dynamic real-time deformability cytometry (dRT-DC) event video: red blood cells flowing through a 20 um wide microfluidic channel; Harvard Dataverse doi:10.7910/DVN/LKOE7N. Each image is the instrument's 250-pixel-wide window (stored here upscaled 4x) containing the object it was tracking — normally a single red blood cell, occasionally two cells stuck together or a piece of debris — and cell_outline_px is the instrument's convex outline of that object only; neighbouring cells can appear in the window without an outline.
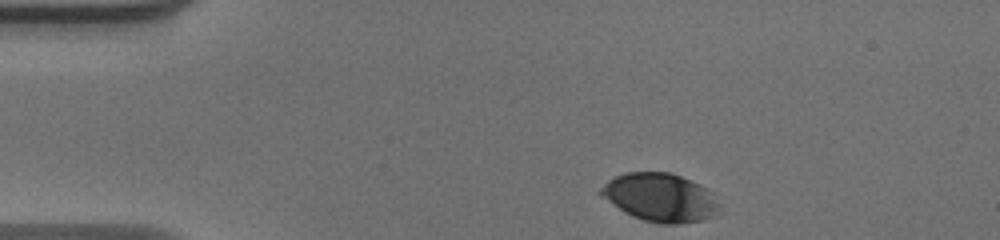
{"species": "human", "species_latin": "Homo sapiens", "temperature_condition": "warm", "stored_images_in_passage": 37, "camera_frame_rate_fps": 3000, "um_per_image_px": 0.085, "donor": {"sex": "male"}, "frame": {"image": 1, "passage_image": 1, "time_ms": 0.0, "image_size_px": [1000, 240], "cell_outline_px": [[720, 204], [716, 216], [704, 220], [676, 224], [660, 224], [644, 220], [632, 216], [624, 212], [600, 196], [596, 192], [608, 180], [624, 172], [672, 172], [700, 184], [716, 192]], "centroid_in_image_um": [56.16, 16.78], "position_along_channel_um": 28.8, "area_um2": 34.1}}
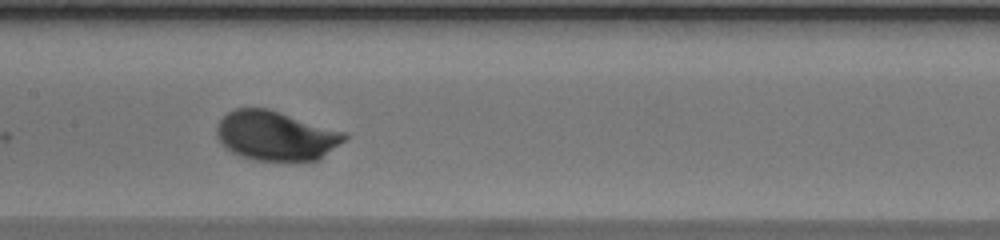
{"frame": {"image": 2, "passage_image": 18, "time_ms": 5.667, "image_size_px": [1000, 240], "cell_outline_px": [[348, 136], [344, 140], [320, 160], [256, 160], [240, 156], [224, 148], [216, 136], [216, 124], [228, 112], [236, 108], [268, 108], [344, 132]], "centroid_in_image_um": [23.4, 11.54], "position_along_channel_um": 184.0, "area_um2": 36.7}}
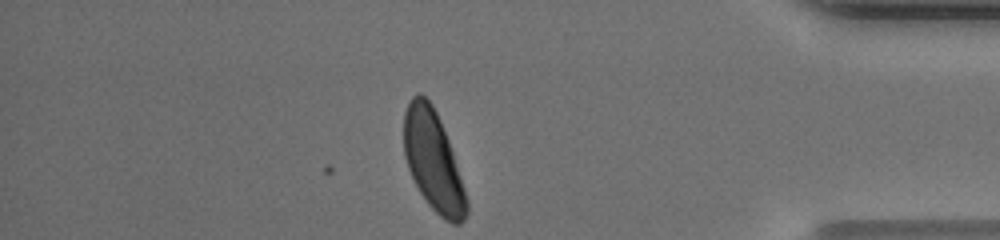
{"frame": {"image": 3, "passage_image": 37, "time_ms": 12.0, "image_size_px": [1000, 240], "cell_outline_px": [[468, 212], [464, 220], [460, 224], [452, 224], [444, 220], [428, 204], [420, 192], [408, 168], [404, 156], [404, 112], [412, 96], [420, 92], [432, 104], [440, 120], [448, 140], [468, 200]], "centroid_in_image_um": [36.82, 13.7], "position_along_channel_um": 398.4, "area_um2": 36.18}, "authors_computed_cell_mechanics": {"area_um2": 35.3736, "velocity_mm_per_s": 3.9118, "shape_relaxation_time_tau1_ms": 2.7467, "shape_relaxation_time_tau2_ms": null, "deformation_change_tau1": 0.1548, "deformation_change_tau2": null}}